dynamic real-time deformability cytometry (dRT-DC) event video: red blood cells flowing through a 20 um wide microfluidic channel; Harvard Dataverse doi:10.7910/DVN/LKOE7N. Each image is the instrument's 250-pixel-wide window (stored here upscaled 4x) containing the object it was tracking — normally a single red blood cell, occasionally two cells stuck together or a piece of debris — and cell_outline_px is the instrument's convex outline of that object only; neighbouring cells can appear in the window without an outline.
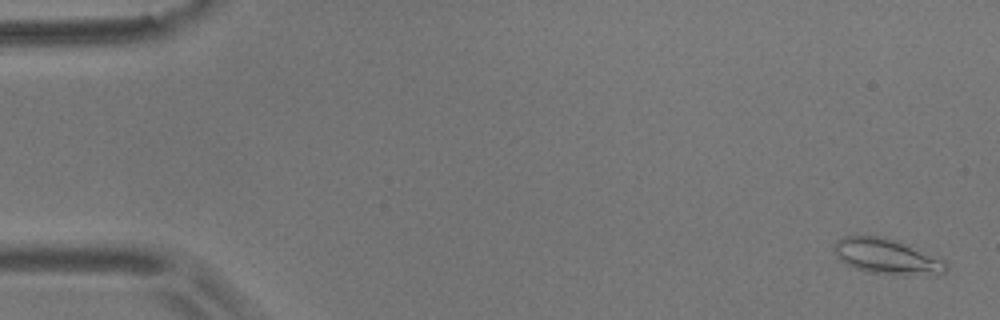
{"species": "common noctule bat (a hibernating species)", "species_latin": "Nyctalus noctula", "temperature_condition": "room temperature", "stored_images_in_passage": 57, "camera_frame_rate_fps": 3000, "um_per_image_px": 0.085, "animal": {"sex": "male", "body_mass_g": 17.9}, "frame": {"image": 1, "passage_image": 2, "time_ms": 0.333, "image_size_px": [1000, 320], "cell_outline_px": [[948, 268], [944, 272], [864, 272], [844, 264], [836, 256], [832, 248], [832, 244], [836, 240], [844, 236], [884, 236], [896, 240], [944, 260], [948, 264]], "centroid_in_image_um": [75.22, 21.73], "position_along_channel_um": 9.8, "area_um2": 22.2}}
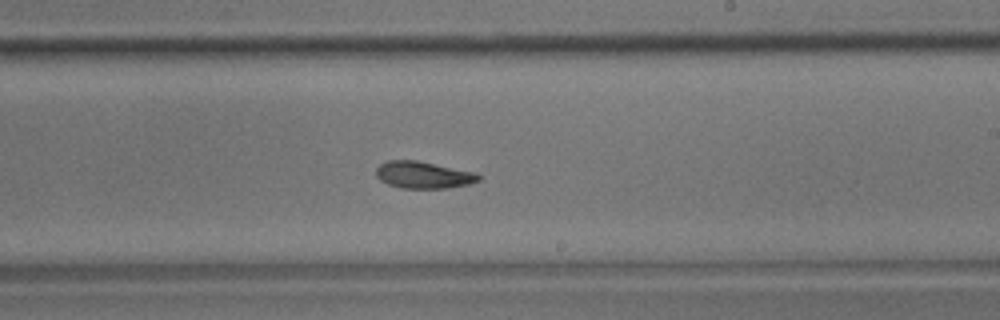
{"frame": {"image": 2, "passage_image": 34, "time_ms": 11.0, "image_size_px": [1000, 320], "cell_outline_px": [[480, 180], [468, 184], [448, 188], [400, 188], [388, 184], [380, 180], [376, 176], [376, 168], [380, 164], [388, 160], [416, 160], [476, 172], [480, 176]], "centroid_in_image_um": [35.97, 14.87], "position_along_channel_um": 253.0, "area_um2": 16.13}}
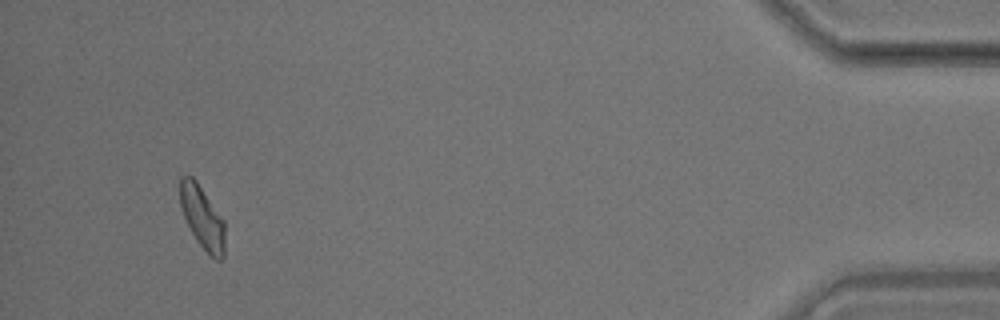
{"frame": {"image": 3, "passage_image": 54, "time_ms": 17.667, "image_size_px": [1000, 320], "cell_outline_px": [[224, 256], [220, 260], [216, 260], [196, 240], [184, 216], [180, 204], [180, 176], [192, 176], [196, 180], [224, 220]], "centroid_in_image_um": [17.2, 18.46], "position_along_channel_um": 418.0, "area_um2": 16.07}, "authors_computed_cell_mechanics": {"area_um2": 16.6464, "velocity_mm_per_s": 3.5369, "shape_relaxation_time_tau1_ms": 6.4531, "shape_relaxation_time_tau2_ms": 5.3143, "deformation_change_tau1": 0.1295, "deformation_change_tau2": 0.1142}}